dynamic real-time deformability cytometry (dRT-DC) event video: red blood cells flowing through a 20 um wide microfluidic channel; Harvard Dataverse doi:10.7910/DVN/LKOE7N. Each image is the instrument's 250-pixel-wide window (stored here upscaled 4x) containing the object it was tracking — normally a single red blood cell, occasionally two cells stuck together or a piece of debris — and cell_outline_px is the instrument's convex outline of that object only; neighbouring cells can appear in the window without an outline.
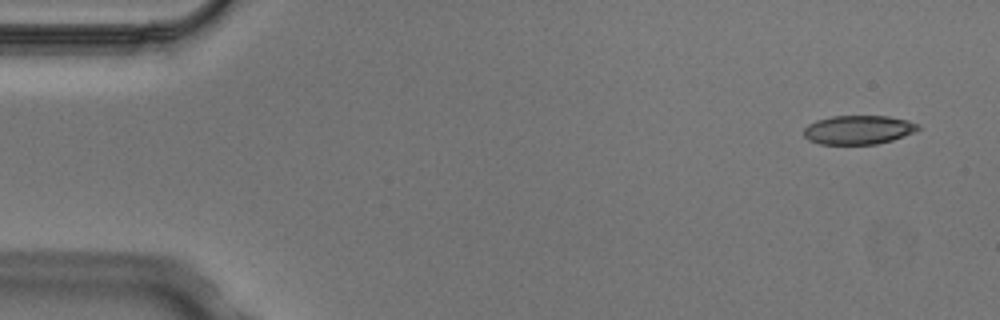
{"species": "Egyptian fruit bat (a non-hibernating species)", "species_latin": "Rousettus aegyptiacus", "temperature_condition": "cold", "stored_images_in_passage": 4, "camera_frame_rate_fps": 3000, "um_per_image_px": 0.085, "animal": {"sex": "male"}, "frame": {"image": 1, "passage_image": 1, "time_ms": 0.0, "image_size_px": [1000, 320], "cell_outline_px": [[920, 128], [912, 132], [892, 140], [876, 144], [820, 144], [808, 140], [804, 136], [804, 128], [808, 124], [816, 120], [832, 116], [888, 116], [908, 120], [920, 124]], "centroid_in_image_um": [72.94, 11.03], "position_along_channel_um": 12.1, "area_um2": 19.25}}